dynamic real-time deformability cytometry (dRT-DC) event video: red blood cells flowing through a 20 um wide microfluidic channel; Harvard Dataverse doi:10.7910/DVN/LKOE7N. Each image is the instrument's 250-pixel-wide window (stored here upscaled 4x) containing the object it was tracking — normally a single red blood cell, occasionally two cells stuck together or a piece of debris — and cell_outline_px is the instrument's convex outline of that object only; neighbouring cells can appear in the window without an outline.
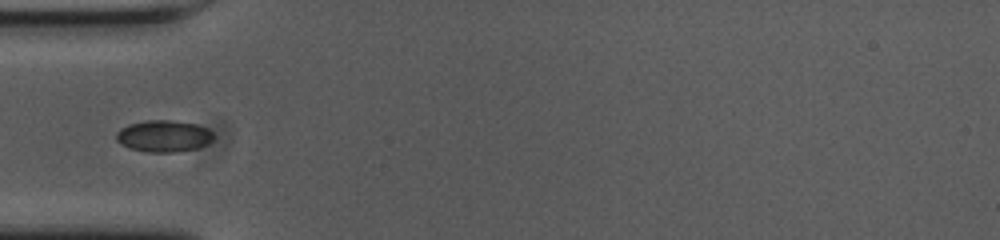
{"species": "common noctule bat (a hibernating species)", "species_latin": "Nyctalus noctula", "temperature_condition": "cold", "stored_images_in_passage": 39, "camera_frame_rate_fps": 3000, "um_per_image_px": 0.085, "animal": {"sex": "female", "body_mass_g": 23.0, "forearm_length_mm": 53.4}, "frame": {"image": 1, "passage_image": 1, "time_ms": 0.0, "image_size_px": [1000, 240], "cell_outline_px": [[212, 140], [196, 148], [176, 152], [148, 152], [128, 148], [116, 140], [116, 132], [120, 128], [128, 124], [148, 120], [176, 120], [196, 124], [208, 128], [212, 132]], "centroid_in_image_um": [13.88, 11.55], "position_along_channel_um": 71.1, "area_um2": 17.98}}
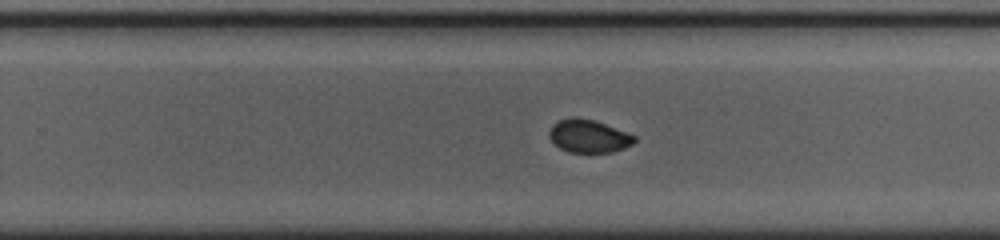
{"frame": {"image": 2, "passage_image": 18, "time_ms": 5.667, "image_size_px": [1000, 240], "cell_outline_px": [[636, 140], [632, 144], [624, 148], [612, 152], [568, 152], [560, 148], [548, 136], [548, 132], [552, 124], [560, 120], [576, 116], [592, 120], [604, 124], [636, 136]], "centroid_in_image_um": [50.01, 11.57], "position_along_channel_um": 279.8, "area_um2": 16.18}}
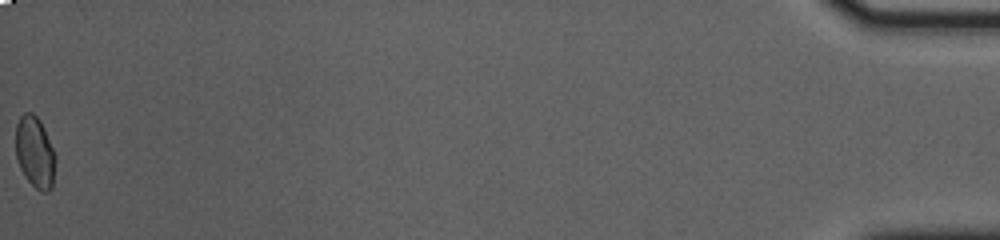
{"frame": {"image": 3, "passage_image": 39, "time_ms": 12.667, "image_size_px": [1000, 240], "cell_outline_px": [[56, 160], [52, 188], [48, 192], [44, 192], [36, 188], [28, 180], [20, 168], [16, 160], [16, 124], [20, 116], [24, 112], [32, 112], [40, 120], [44, 128], [52, 148]], "centroid_in_image_um": [2.96, 12.93], "position_along_channel_um": 432.2, "area_um2": 16.53}}